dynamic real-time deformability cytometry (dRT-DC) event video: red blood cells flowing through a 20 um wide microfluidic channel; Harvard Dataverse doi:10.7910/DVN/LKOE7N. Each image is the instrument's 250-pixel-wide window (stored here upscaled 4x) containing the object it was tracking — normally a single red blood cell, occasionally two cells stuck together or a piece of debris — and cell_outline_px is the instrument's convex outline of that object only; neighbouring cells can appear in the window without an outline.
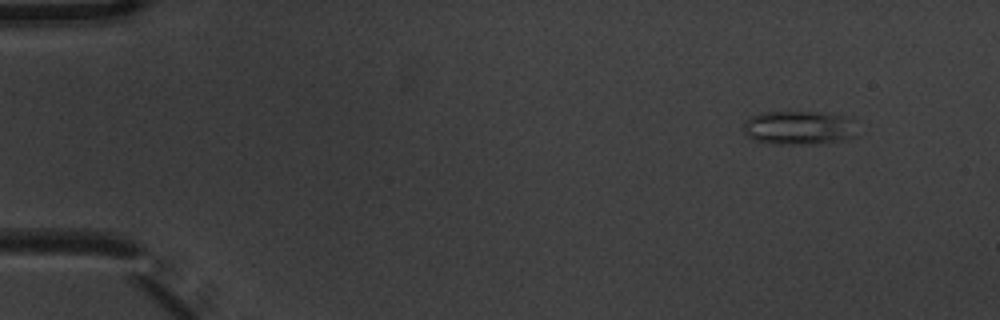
{"species": "common noctule bat (a hibernating species)", "species_latin": "Nyctalus noctula", "temperature_condition": "warm", "stored_images_in_passage": 4, "camera_frame_rate_fps": 3000, "um_per_image_px": 0.085, "animal": {"sex": "male", "body_mass_g": 20.1, "forearm_length_mm": 53.5}, "frame": {"image": 1, "passage_image": 1, "time_ms": 0.0, "image_size_px": [1000, 320], "cell_outline_px": [[856, 136], [844, 140], [816, 144], [776, 144], [752, 140], [744, 132], [744, 120], [752, 116], [764, 112], [820, 112], [844, 116], [852, 120]], "centroid_in_image_um": [67.88, 10.87], "position_along_channel_um": 17.1, "area_um2": 22.48}}
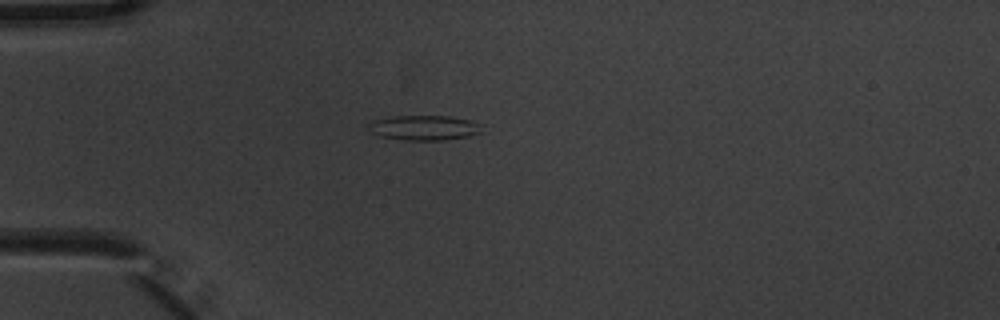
{"frame": {"image": 2, "passage_image": 4, "time_ms": 1.0, "image_size_px": [1000, 320], "cell_outline_px": [[484, 124], [480, 132], [468, 136], [444, 140], [404, 140], [384, 136], [372, 132], [368, 128], [368, 124], [372, 120], [392, 116], [448, 116], [468, 120]], "centroid_in_image_um": [36.07, 10.85], "position_along_channel_um": 48.9, "area_um2": 16.36}}